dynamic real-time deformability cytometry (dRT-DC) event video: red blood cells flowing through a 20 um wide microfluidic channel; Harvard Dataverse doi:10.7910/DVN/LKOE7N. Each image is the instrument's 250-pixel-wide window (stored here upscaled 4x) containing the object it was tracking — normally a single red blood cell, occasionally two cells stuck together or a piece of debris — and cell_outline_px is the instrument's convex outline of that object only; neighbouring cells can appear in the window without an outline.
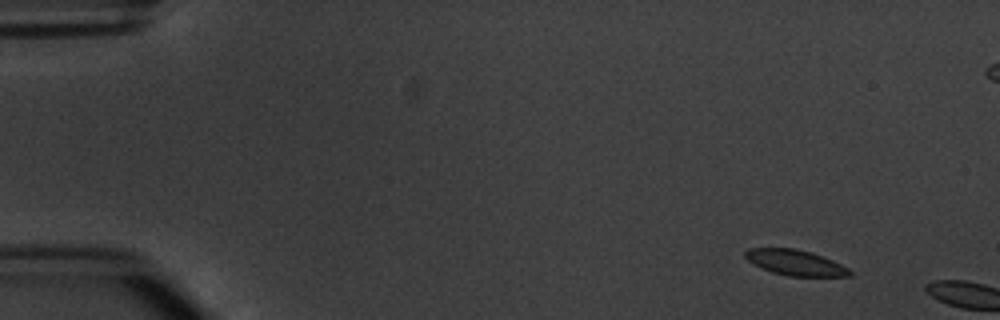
{"species": "common noctule bat (a hibernating species)", "species_latin": "Nyctalus noctula", "temperature_condition": "warm", "stored_images_in_passage": 2, "camera_frame_rate_fps": 3000, "um_per_image_px": 0.085, "animal": {"sex": "male", "body_mass_g": 20.1, "forearm_length_mm": 53.5}, "frame": {"image": 1, "passage_image": 1, "time_ms": 0.0, "image_size_px": [1000, 320], "cell_outline_px": [[852, 276], [788, 276], [772, 272], [760, 268], [752, 264], [744, 256], [744, 252], [748, 248], [796, 248], [812, 252], [832, 260], [848, 268], [852, 272]], "centroid_in_image_um": [67.57, 22.32], "position_along_channel_um": 17.4, "area_um2": 15.66}}